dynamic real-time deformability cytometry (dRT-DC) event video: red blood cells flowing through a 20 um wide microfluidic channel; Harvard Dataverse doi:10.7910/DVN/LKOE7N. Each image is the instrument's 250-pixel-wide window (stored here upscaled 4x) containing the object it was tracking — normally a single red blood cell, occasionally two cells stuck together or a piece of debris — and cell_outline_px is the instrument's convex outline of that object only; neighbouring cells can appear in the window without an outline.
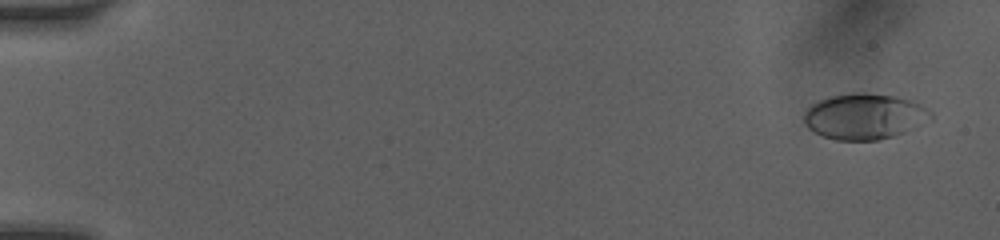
{"species": "human", "species_latin": "Homo sapiens", "temperature_condition": "room temperature", "stored_images_in_passage": 10, "camera_frame_rate_fps": 3000, "um_per_image_px": 0.085, "donor": {"sex": "female"}, "frame": {"image": 1, "passage_image": 3, "time_ms": 0.667, "image_size_px": [1000, 240], "cell_outline_px": [[932, 120], [908, 132], [896, 136], [880, 140], [836, 140], [824, 136], [808, 128], [804, 124], [804, 112], [812, 104], [820, 100], [832, 96], [852, 92], [864, 92], [896, 96], [912, 100], [920, 104], [932, 112]], "centroid_in_image_um": [73.54, 9.9], "position_along_channel_um": 11.5, "area_um2": 34.28}}